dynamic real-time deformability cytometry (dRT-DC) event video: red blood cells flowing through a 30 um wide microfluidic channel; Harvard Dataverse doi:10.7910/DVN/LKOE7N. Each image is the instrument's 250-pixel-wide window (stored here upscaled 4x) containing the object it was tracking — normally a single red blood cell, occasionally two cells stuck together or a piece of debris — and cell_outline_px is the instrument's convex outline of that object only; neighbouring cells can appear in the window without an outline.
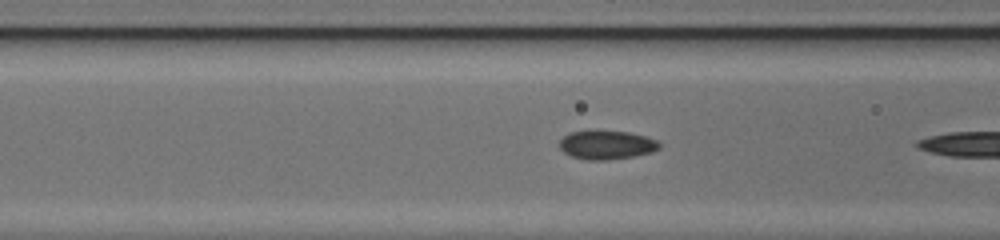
{"species": "common noctule bat (a hibernating species)", "species_latin": "Nyctalus noctula", "temperature_condition": "cold", "stored_images_in_passage": 6, "camera_frame_rate_fps": 3000, "um_per_image_px": 0.085, "animal": {"sex": "female", "body_mass_g": 17.0, "forearm_length_mm": 48.0}, "frame": {"image": 1, "passage_image": 5, "time_ms": 1.333, "image_size_px": [1000, 240], "cell_outline_px": [[660, 148], [652, 152], [632, 156], [608, 160], [588, 160], [572, 156], [564, 152], [560, 148], [560, 140], [564, 136], [572, 132], [628, 132], [644, 136], [656, 140], [660, 144]], "centroid_in_image_um": [51.58, 12.34], "position_along_channel_um": 115.0, "area_um2": 16.24}}